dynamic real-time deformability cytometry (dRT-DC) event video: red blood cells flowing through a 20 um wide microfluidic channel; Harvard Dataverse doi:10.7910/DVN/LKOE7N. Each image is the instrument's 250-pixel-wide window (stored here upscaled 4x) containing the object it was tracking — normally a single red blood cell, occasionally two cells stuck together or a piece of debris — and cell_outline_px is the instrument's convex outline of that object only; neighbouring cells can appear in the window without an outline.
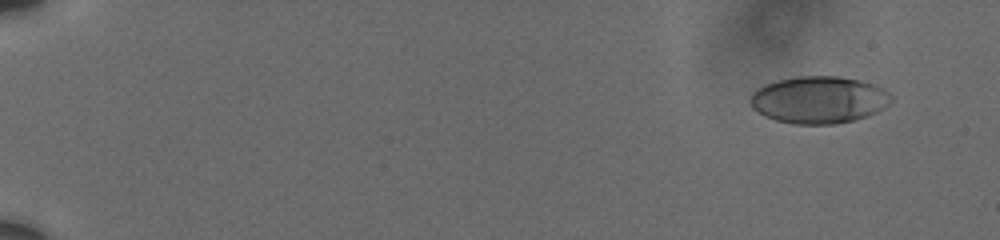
{"species": "human", "species_latin": "Homo sapiens", "temperature_condition": "cold", "stored_images_in_passage": 11, "camera_frame_rate_fps": 3000, "um_per_image_px": 0.085, "donor": {"sex": "male"}, "frame": {"image": 1, "passage_image": 2, "time_ms": 0.667, "image_size_px": [1000, 240], "cell_outline_px": [[892, 100], [884, 108], [868, 116], [856, 120], [836, 124], [796, 124], [776, 120], [764, 116], [752, 108], [748, 100], [752, 92], [756, 88], [764, 84], [776, 80], [796, 76], [836, 76], [860, 80], [872, 84], [888, 92], [892, 96]], "centroid_in_image_um": [69.56, 8.48], "position_along_channel_um": 15.4, "area_um2": 39.02}}
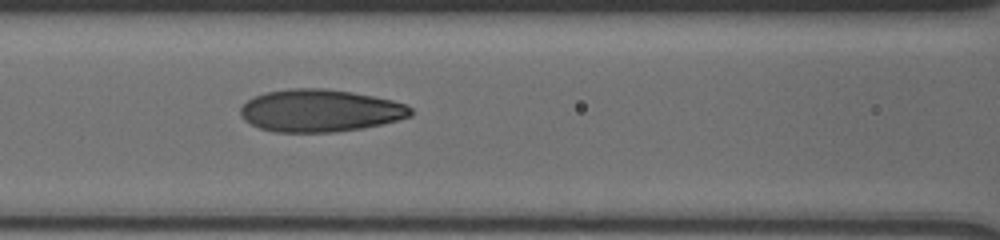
{"frame": {"image": 2, "passage_image": 10, "time_ms": 8.667, "image_size_px": [1000, 240], "cell_outline_px": [[412, 116], [364, 128], [332, 132], [276, 132], [260, 128], [244, 120], [240, 112], [240, 108], [248, 100], [264, 92], [288, 88], [324, 88], [352, 92], [392, 100], [404, 104], [412, 108]], "centroid_in_image_um": [27.19, 9.4], "position_along_channel_um": 139.4, "area_um2": 41.96}}